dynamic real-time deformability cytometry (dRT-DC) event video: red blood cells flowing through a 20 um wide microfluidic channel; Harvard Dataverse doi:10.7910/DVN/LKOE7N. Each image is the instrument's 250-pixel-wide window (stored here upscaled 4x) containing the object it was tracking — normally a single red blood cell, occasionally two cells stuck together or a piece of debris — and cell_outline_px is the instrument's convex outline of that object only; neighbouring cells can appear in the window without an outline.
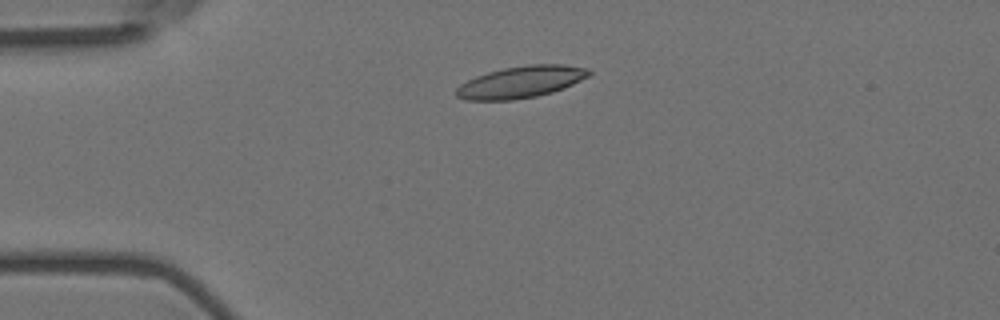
{"species": "Egyptian fruit bat (a non-hibernating species)", "species_latin": "Rousettus aegyptiacus", "temperature_condition": "room temperature", "stored_images_in_passage": 42, "camera_frame_rate_fps": 3000, "um_per_image_px": 0.085, "animal": {"sex": "female"}, "frame": {"image": 1, "passage_image": 1, "time_ms": 0.0, "image_size_px": [1000, 320], "cell_outline_px": [[592, 72], [588, 76], [564, 88], [552, 92], [536, 96], [512, 100], [464, 100], [456, 96], [456, 88], [460, 84], [476, 76], [488, 72], [504, 68], [528, 64], [564, 64], [588, 68]], "centroid_in_image_um": [44.27, 6.96], "position_along_channel_um": 40.7, "area_um2": 24.57}}
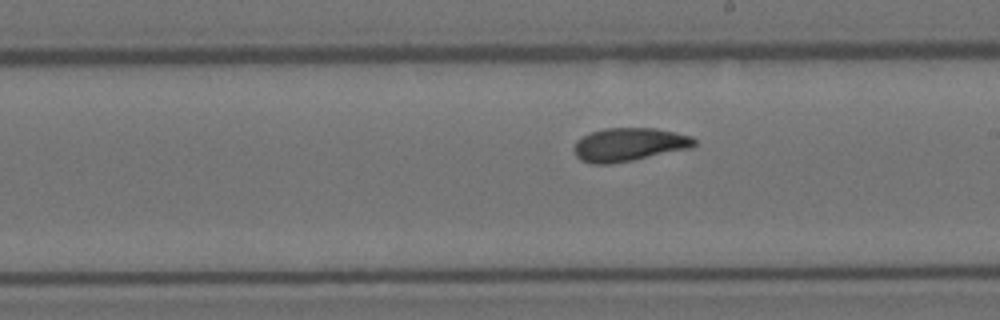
{"frame": {"image": 2, "passage_image": 19, "time_ms": 6.0, "image_size_px": [1000, 320], "cell_outline_px": [[696, 144], [692, 148], [612, 164], [592, 164], [580, 160], [576, 156], [572, 148], [576, 140], [592, 132], [604, 128], [656, 128], [676, 132], [692, 136], [696, 140]], "centroid_in_image_um": [53.47, 12.29], "position_along_channel_um": 235.5, "area_um2": 23.58}}
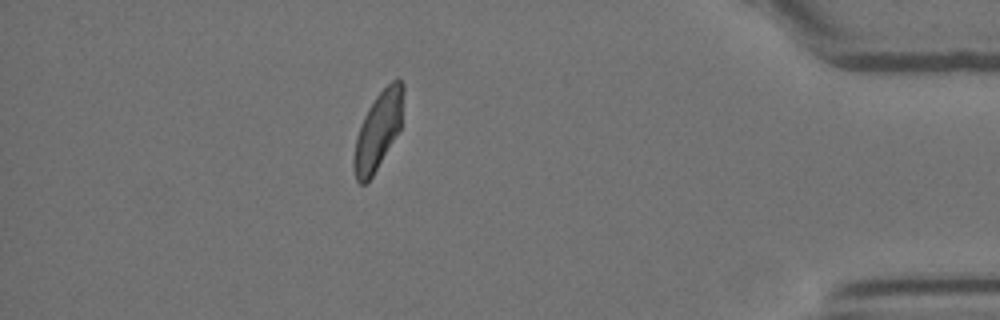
{"frame": {"image": 3, "passage_image": 36, "time_ms": 11.667, "image_size_px": [1000, 320], "cell_outline_px": [[404, 92], [400, 128], [372, 176], [364, 184], [360, 184], [356, 180], [352, 168], [352, 160], [356, 136], [360, 124], [368, 108], [376, 96], [396, 76], [404, 84]], "centroid_in_image_um": [32.11, 11.08], "position_along_channel_um": 403.1, "area_um2": 22.25}, "authors_computed_cell_mechanics": {"area_um2": 23.4668, "velocity_mm_per_s": 3.725, "shape_relaxation_time_tau1_ms": 5.0985, "shape_relaxation_time_tau2_ms": 3.1637, "deformation_change_tau1": 0.1581, "deformation_change_tau2": 0.0725}}